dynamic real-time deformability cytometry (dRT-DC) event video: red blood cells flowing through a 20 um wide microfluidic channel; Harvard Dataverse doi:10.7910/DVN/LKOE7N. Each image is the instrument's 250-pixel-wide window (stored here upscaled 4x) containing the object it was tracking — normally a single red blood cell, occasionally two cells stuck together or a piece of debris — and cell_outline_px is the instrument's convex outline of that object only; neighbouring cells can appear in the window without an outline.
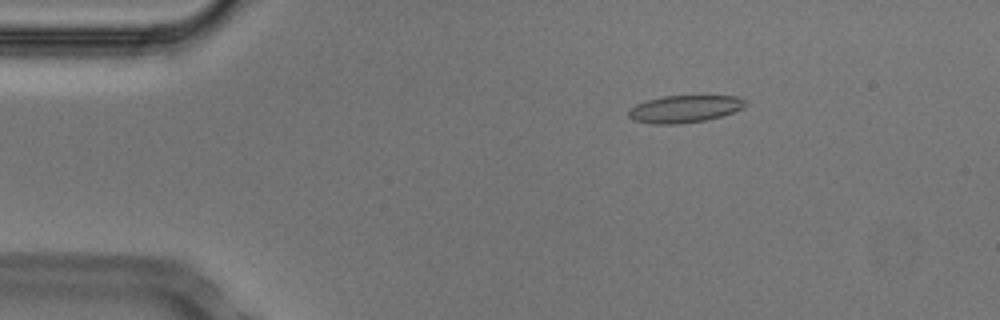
{"species": "Egyptian fruit bat (a non-hibernating species)", "species_latin": "Rousettus aegyptiacus", "temperature_condition": "cold", "stored_images_in_passage": 51, "camera_frame_rate_fps": 3000, "um_per_image_px": 0.085, "animal": {"sex": "male"}, "frame": {"image": 1, "passage_image": 7, "time_ms": 2.0, "image_size_px": [1000, 320], "cell_outline_px": [[748, 104], [744, 108], [720, 116], [704, 120], [680, 124], [652, 124], [636, 120], [628, 116], [628, 112], [636, 104], [648, 100], [664, 96], [736, 96], [748, 100]], "centroid_in_image_um": [58.24, 9.25], "position_along_channel_um": 26.8, "area_um2": 18.44}}
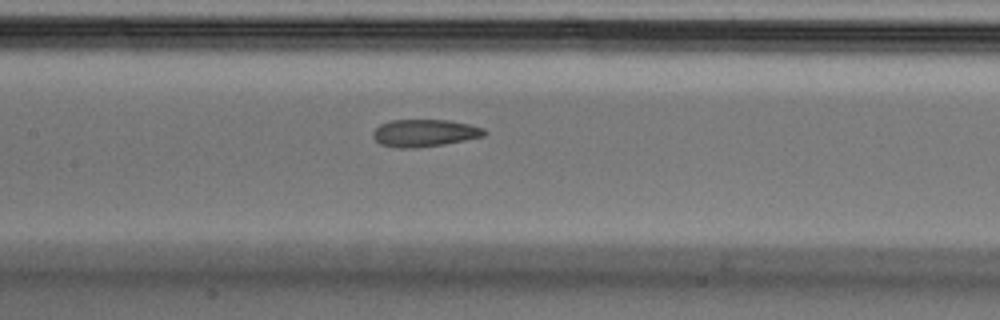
{"frame": {"image": 2, "passage_image": 23, "time_ms": 7.333, "image_size_px": [1000, 320], "cell_outline_px": [[488, 132], [484, 136], [444, 144], [416, 148], [396, 148], [380, 144], [372, 136], [372, 132], [380, 124], [392, 120], [448, 120], [468, 124], [484, 128]], "centroid_in_image_um": [36.07, 11.31], "position_along_channel_um": 171.3, "area_um2": 17.74}}
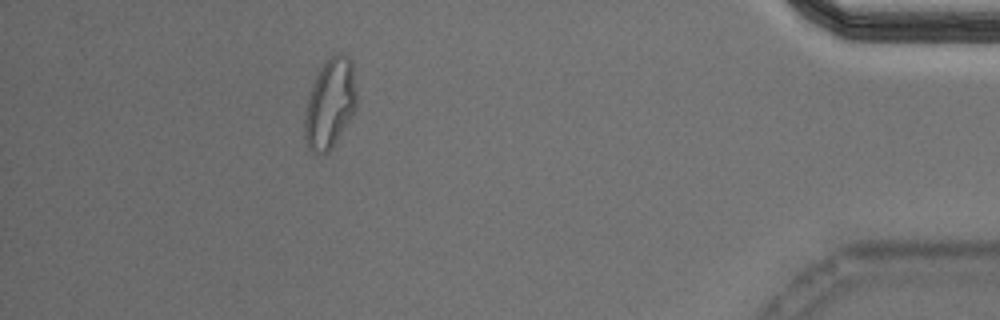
{"frame": {"image": 3, "passage_image": 46, "time_ms": 15.0, "image_size_px": [1000, 320], "cell_outline_px": [[356, 108], [352, 116], [332, 148], [328, 152], [312, 152], [308, 148], [304, 140], [304, 112], [308, 96], [312, 84], [324, 60], [328, 56], [336, 52], [340, 52], [348, 56], [352, 60], [356, 92]], "centroid_in_image_um": [28.04, 8.76], "position_along_channel_um": 407.2, "area_um2": 27.57}, "authors_computed_cell_mechanics": {"area_um2": 18.9584, "velocity_mm_per_s": 3.752, "shape_relaxation_time_tau1_ms": null, "shape_relaxation_time_tau2_ms": 3.3894, "deformation_change_tau1": null, "deformation_change_tau2": 0.1022}}